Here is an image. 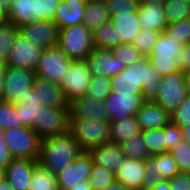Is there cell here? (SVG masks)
Segmentation results:
<instances>
[{
  "label": "cell",
  "instance_id": "cell-53",
  "mask_svg": "<svg viewBox=\"0 0 190 190\" xmlns=\"http://www.w3.org/2000/svg\"><path fill=\"white\" fill-rule=\"evenodd\" d=\"M150 190H170L169 180H159Z\"/></svg>",
  "mask_w": 190,
  "mask_h": 190
},
{
  "label": "cell",
  "instance_id": "cell-36",
  "mask_svg": "<svg viewBox=\"0 0 190 190\" xmlns=\"http://www.w3.org/2000/svg\"><path fill=\"white\" fill-rule=\"evenodd\" d=\"M14 127H24L23 121L17 114L15 104L0 100V129L4 131Z\"/></svg>",
  "mask_w": 190,
  "mask_h": 190
},
{
  "label": "cell",
  "instance_id": "cell-20",
  "mask_svg": "<svg viewBox=\"0 0 190 190\" xmlns=\"http://www.w3.org/2000/svg\"><path fill=\"white\" fill-rule=\"evenodd\" d=\"M137 17L141 29L164 32L168 26L164 4L141 2L137 10Z\"/></svg>",
  "mask_w": 190,
  "mask_h": 190
},
{
  "label": "cell",
  "instance_id": "cell-58",
  "mask_svg": "<svg viewBox=\"0 0 190 190\" xmlns=\"http://www.w3.org/2000/svg\"><path fill=\"white\" fill-rule=\"evenodd\" d=\"M185 87H186V91H187V95L190 96V73H187L185 75Z\"/></svg>",
  "mask_w": 190,
  "mask_h": 190
},
{
  "label": "cell",
  "instance_id": "cell-37",
  "mask_svg": "<svg viewBox=\"0 0 190 190\" xmlns=\"http://www.w3.org/2000/svg\"><path fill=\"white\" fill-rule=\"evenodd\" d=\"M141 134L151 156L166 152L165 132L163 128L145 130L142 131Z\"/></svg>",
  "mask_w": 190,
  "mask_h": 190
},
{
  "label": "cell",
  "instance_id": "cell-49",
  "mask_svg": "<svg viewBox=\"0 0 190 190\" xmlns=\"http://www.w3.org/2000/svg\"><path fill=\"white\" fill-rule=\"evenodd\" d=\"M170 190H190V173H179L169 179Z\"/></svg>",
  "mask_w": 190,
  "mask_h": 190
},
{
  "label": "cell",
  "instance_id": "cell-23",
  "mask_svg": "<svg viewBox=\"0 0 190 190\" xmlns=\"http://www.w3.org/2000/svg\"><path fill=\"white\" fill-rule=\"evenodd\" d=\"M141 132L163 128L171 122V115L154 101H146L136 113Z\"/></svg>",
  "mask_w": 190,
  "mask_h": 190
},
{
  "label": "cell",
  "instance_id": "cell-15",
  "mask_svg": "<svg viewBox=\"0 0 190 190\" xmlns=\"http://www.w3.org/2000/svg\"><path fill=\"white\" fill-rule=\"evenodd\" d=\"M19 32L43 49L54 47L59 42V27L53 20L25 24L19 28Z\"/></svg>",
  "mask_w": 190,
  "mask_h": 190
},
{
  "label": "cell",
  "instance_id": "cell-55",
  "mask_svg": "<svg viewBox=\"0 0 190 190\" xmlns=\"http://www.w3.org/2000/svg\"><path fill=\"white\" fill-rule=\"evenodd\" d=\"M9 22L7 10H5L3 7L0 5V26L6 24Z\"/></svg>",
  "mask_w": 190,
  "mask_h": 190
},
{
  "label": "cell",
  "instance_id": "cell-7",
  "mask_svg": "<svg viewBox=\"0 0 190 190\" xmlns=\"http://www.w3.org/2000/svg\"><path fill=\"white\" fill-rule=\"evenodd\" d=\"M71 63L72 59L58 45L44 49L35 69L36 77L60 83Z\"/></svg>",
  "mask_w": 190,
  "mask_h": 190
},
{
  "label": "cell",
  "instance_id": "cell-54",
  "mask_svg": "<svg viewBox=\"0 0 190 190\" xmlns=\"http://www.w3.org/2000/svg\"><path fill=\"white\" fill-rule=\"evenodd\" d=\"M104 190H129L124 185H122L120 182H113L109 184Z\"/></svg>",
  "mask_w": 190,
  "mask_h": 190
},
{
  "label": "cell",
  "instance_id": "cell-59",
  "mask_svg": "<svg viewBox=\"0 0 190 190\" xmlns=\"http://www.w3.org/2000/svg\"><path fill=\"white\" fill-rule=\"evenodd\" d=\"M0 5L8 11L11 6V0H0Z\"/></svg>",
  "mask_w": 190,
  "mask_h": 190
},
{
  "label": "cell",
  "instance_id": "cell-50",
  "mask_svg": "<svg viewBox=\"0 0 190 190\" xmlns=\"http://www.w3.org/2000/svg\"><path fill=\"white\" fill-rule=\"evenodd\" d=\"M13 157L4 142L3 130L0 129V168H6V166L12 161Z\"/></svg>",
  "mask_w": 190,
  "mask_h": 190
},
{
  "label": "cell",
  "instance_id": "cell-43",
  "mask_svg": "<svg viewBox=\"0 0 190 190\" xmlns=\"http://www.w3.org/2000/svg\"><path fill=\"white\" fill-rule=\"evenodd\" d=\"M164 32L180 43L188 44L190 42V18L168 24Z\"/></svg>",
  "mask_w": 190,
  "mask_h": 190
},
{
  "label": "cell",
  "instance_id": "cell-10",
  "mask_svg": "<svg viewBox=\"0 0 190 190\" xmlns=\"http://www.w3.org/2000/svg\"><path fill=\"white\" fill-rule=\"evenodd\" d=\"M35 70L18 69L5 65L3 100L17 104L33 87Z\"/></svg>",
  "mask_w": 190,
  "mask_h": 190
},
{
  "label": "cell",
  "instance_id": "cell-32",
  "mask_svg": "<svg viewBox=\"0 0 190 190\" xmlns=\"http://www.w3.org/2000/svg\"><path fill=\"white\" fill-rule=\"evenodd\" d=\"M28 190H60L56 175L39 162L35 164Z\"/></svg>",
  "mask_w": 190,
  "mask_h": 190
},
{
  "label": "cell",
  "instance_id": "cell-44",
  "mask_svg": "<svg viewBox=\"0 0 190 190\" xmlns=\"http://www.w3.org/2000/svg\"><path fill=\"white\" fill-rule=\"evenodd\" d=\"M110 12V16L117 14L132 13L139 9L140 0H105Z\"/></svg>",
  "mask_w": 190,
  "mask_h": 190
},
{
  "label": "cell",
  "instance_id": "cell-28",
  "mask_svg": "<svg viewBox=\"0 0 190 190\" xmlns=\"http://www.w3.org/2000/svg\"><path fill=\"white\" fill-rule=\"evenodd\" d=\"M112 24L118 31V39L123 43L132 44L141 30L140 22L137 17V11L132 13L117 14L111 17Z\"/></svg>",
  "mask_w": 190,
  "mask_h": 190
},
{
  "label": "cell",
  "instance_id": "cell-18",
  "mask_svg": "<svg viewBox=\"0 0 190 190\" xmlns=\"http://www.w3.org/2000/svg\"><path fill=\"white\" fill-rule=\"evenodd\" d=\"M146 176L145 160L125 158L115 172V179L129 190H143Z\"/></svg>",
  "mask_w": 190,
  "mask_h": 190
},
{
  "label": "cell",
  "instance_id": "cell-11",
  "mask_svg": "<svg viewBox=\"0 0 190 190\" xmlns=\"http://www.w3.org/2000/svg\"><path fill=\"white\" fill-rule=\"evenodd\" d=\"M66 74L59 83V86L69 103L77 97L86 95L92 75L85 60H72Z\"/></svg>",
  "mask_w": 190,
  "mask_h": 190
},
{
  "label": "cell",
  "instance_id": "cell-47",
  "mask_svg": "<svg viewBox=\"0 0 190 190\" xmlns=\"http://www.w3.org/2000/svg\"><path fill=\"white\" fill-rule=\"evenodd\" d=\"M61 0H37L38 21L53 20Z\"/></svg>",
  "mask_w": 190,
  "mask_h": 190
},
{
  "label": "cell",
  "instance_id": "cell-57",
  "mask_svg": "<svg viewBox=\"0 0 190 190\" xmlns=\"http://www.w3.org/2000/svg\"><path fill=\"white\" fill-rule=\"evenodd\" d=\"M0 190H14V188L9 184L6 179H4L0 182Z\"/></svg>",
  "mask_w": 190,
  "mask_h": 190
},
{
  "label": "cell",
  "instance_id": "cell-9",
  "mask_svg": "<svg viewBox=\"0 0 190 190\" xmlns=\"http://www.w3.org/2000/svg\"><path fill=\"white\" fill-rule=\"evenodd\" d=\"M43 50L18 32L11 45L6 65L18 69L35 70Z\"/></svg>",
  "mask_w": 190,
  "mask_h": 190
},
{
  "label": "cell",
  "instance_id": "cell-5",
  "mask_svg": "<svg viewBox=\"0 0 190 190\" xmlns=\"http://www.w3.org/2000/svg\"><path fill=\"white\" fill-rule=\"evenodd\" d=\"M4 142L13 158L38 160L41 138L28 127H14L3 131Z\"/></svg>",
  "mask_w": 190,
  "mask_h": 190
},
{
  "label": "cell",
  "instance_id": "cell-39",
  "mask_svg": "<svg viewBox=\"0 0 190 190\" xmlns=\"http://www.w3.org/2000/svg\"><path fill=\"white\" fill-rule=\"evenodd\" d=\"M111 81L108 77L92 75L86 96L104 101L111 93Z\"/></svg>",
  "mask_w": 190,
  "mask_h": 190
},
{
  "label": "cell",
  "instance_id": "cell-42",
  "mask_svg": "<svg viewBox=\"0 0 190 190\" xmlns=\"http://www.w3.org/2000/svg\"><path fill=\"white\" fill-rule=\"evenodd\" d=\"M169 152L176 160L180 173H190V144L183 139Z\"/></svg>",
  "mask_w": 190,
  "mask_h": 190
},
{
  "label": "cell",
  "instance_id": "cell-29",
  "mask_svg": "<svg viewBox=\"0 0 190 190\" xmlns=\"http://www.w3.org/2000/svg\"><path fill=\"white\" fill-rule=\"evenodd\" d=\"M84 12L83 24L92 31L111 18L105 0H87Z\"/></svg>",
  "mask_w": 190,
  "mask_h": 190
},
{
  "label": "cell",
  "instance_id": "cell-22",
  "mask_svg": "<svg viewBox=\"0 0 190 190\" xmlns=\"http://www.w3.org/2000/svg\"><path fill=\"white\" fill-rule=\"evenodd\" d=\"M33 89L37 95L38 103H41L43 106L49 108H65L68 106L59 83L35 77Z\"/></svg>",
  "mask_w": 190,
  "mask_h": 190
},
{
  "label": "cell",
  "instance_id": "cell-33",
  "mask_svg": "<svg viewBox=\"0 0 190 190\" xmlns=\"http://www.w3.org/2000/svg\"><path fill=\"white\" fill-rule=\"evenodd\" d=\"M120 147L126 158L146 160L148 157H151V153L141 133L123 141L120 143Z\"/></svg>",
  "mask_w": 190,
  "mask_h": 190
},
{
  "label": "cell",
  "instance_id": "cell-14",
  "mask_svg": "<svg viewBox=\"0 0 190 190\" xmlns=\"http://www.w3.org/2000/svg\"><path fill=\"white\" fill-rule=\"evenodd\" d=\"M69 105L65 108H49L43 106L40 115V125L35 132L41 140L64 134L69 131Z\"/></svg>",
  "mask_w": 190,
  "mask_h": 190
},
{
  "label": "cell",
  "instance_id": "cell-3",
  "mask_svg": "<svg viewBox=\"0 0 190 190\" xmlns=\"http://www.w3.org/2000/svg\"><path fill=\"white\" fill-rule=\"evenodd\" d=\"M69 132L79 147L88 152L91 148L110 142L111 121L69 117Z\"/></svg>",
  "mask_w": 190,
  "mask_h": 190
},
{
  "label": "cell",
  "instance_id": "cell-41",
  "mask_svg": "<svg viewBox=\"0 0 190 190\" xmlns=\"http://www.w3.org/2000/svg\"><path fill=\"white\" fill-rule=\"evenodd\" d=\"M111 51L125 67L143 58L135 46L130 43H123L117 47H113Z\"/></svg>",
  "mask_w": 190,
  "mask_h": 190
},
{
  "label": "cell",
  "instance_id": "cell-21",
  "mask_svg": "<svg viewBox=\"0 0 190 190\" xmlns=\"http://www.w3.org/2000/svg\"><path fill=\"white\" fill-rule=\"evenodd\" d=\"M69 117H82L96 120H109L105 102L96 98L81 96L69 103Z\"/></svg>",
  "mask_w": 190,
  "mask_h": 190
},
{
  "label": "cell",
  "instance_id": "cell-48",
  "mask_svg": "<svg viewBox=\"0 0 190 190\" xmlns=\"http://www.w3.org/2000/svg\"><path fill=\"white\" fill-rule=\"evenodd\" d=\"M175 60L181 72L185 74L190 73V42L184 45L183 49L175 57Z\"/></svg>",
  "mask_w": 190,
  "mask_h": 190
},
{
  "label": "cell",
  "instance_id": "cell-46",
  "mask_svg": "<svg viewBox=\"0 0 190 190\" xmlns=\"http://www.w3.org/2000/svg\"><path fill=\"white\" fill-rule=\"evenodd\" d=\"M165 132V146L166 151H170L180 143L184 138L182 134V129L178 126L170 122L169 124L163 127Z\"/></svg>",
  "mask_w": 190,
  "mask_h": 190
},
{
  "label": "cell",
  "instance_id": "cell-61",
  "mask_svg": "<svg viewBox=\"0 0 190 190\" xmlns=\"http://www.w3.org/2000/svg\"><path fill=\"white\" fill-rule=\"evenodd\" d=\"M5 179V169L0 168V182Z\"/></svg>",
  "mask_w": 190,
  "mask_h": 190
},
{
  "label": "cell",
  "instance_id": "cell-17",
  "mask_svg": "<svg viewBox=\"0 0 190 190\" xmlns=\"http://www.w3.org/2000/svg\"><path fill=\"white\" fill-rule=\"evenodd\" d=\"M91 75L111 78L125 69L118 58L109 49L94 48L85 59Z\"/></svg>",
  "mask_w": 190,
  "mask_h": 190
},
{
  "label": "cell",
  "instance_id": "cell-38",
  "mask_svg": "<svg viewBox=\"0 0 190 190\" xmlns=\"http://www.w3.org/2000/svg\"><path fill=\"white\" fill-rule=\"evenodd\" d=\"M92 190H104L109 184L116 181L115 173L107 168L93 163L90 178Z\"/></svg>",
  "mask_w": 190,
  "mask_h": 190
},
{
  "label": "cell",
  "instance_id": "cell-1",
  "mask_svg": "<svg viewBox=\"0 0 190 190\" xmlns=\"http://www.w3.org/2000/svg\"><path fill=\"white\" fill-rule=\"evenodd\" d=\"M162 76L153 68L149 59L126 66L125 69L110 78L113 93L142 94L146 101H153L159 91Z\"/></svg>",
  "mask_w": 190,
  "mask_h": 190
},
{
  "label": "cell",
  "instance_id": "cell-30",
  "mask_svg": "<svg viewBox=\"0 0 190 190\" xmlns=\"http://www.w3.org/2000/svg\"><path fill=\"white\" fill-rule=\"evenodd\" d=\"M140 133L141 129L136 115L129 116L121 121H111L110 142L120 144Z\"/></svg>",
  "mask_w": 190,
  "mask_h": 190
},
{
  "label": "cell",
  "instance_id": "cell-6",
  "mask_svg": "<svg viewBox=\"0 0 190 190\" xmlns=\"http://www.w3.org/2000/svg\"><path fill=\"white\" fill-rule=\"evenodd\" d=\"M183 47V43L162 32L157 38L156 43L152 46L147 58L159 75H169L180 71L175 57Z\"/></svg>",
  "mask_w": 190,
  "mask_h": 190
},
{
  "label": "cell",
  "instance_id": "cell-45",
  "mask_svg": "<svg viewBox=\"0 0 190 190\" xmlns=\"http://www.w3.org/2000/svg\"><path fill=\"white\" fill-rule=\"evenodd\" d=\"M171 122L180 128L190 124V96H186L183 103L171 114Z\"/></svg>",
  "mask_w": 190,
  "mask_h": 190
},
{
  "label": "cell",
  "instance_id": "cell-4",
  "mask_svg": "<svg viewBox=\"0 0 190 190\" xmlns=\"http://www.w3.org/2000/svg\"><path fill=\"white\" fill-rule=\"evenodd\" d=\"M58 46L72 60H85L94 50L93 31L83 23L59 28Z\"/></svg>",
  "mask_w": 190,
  "mask_h": 190
},
{
  "label": "cell",
  "instance_id": "cell-51",
  "mask_svg": "<svg viewBox=\"0 0 190 190\" xmlns=\"http://www.w3.org/2000/svg\"><path fill=\"white\" fill-rule=\"evenodd\" d=\"M69 190H92V187L89 183V180H83L77 183V185L71 187Z\"/></svg>",
  "mask_w": 190,
  "mask_h": 190
},
{
  "label": "cell",
  "instance_id": "cell-12",
  "mask_svg": "<svg viewBox=\"0 0 190 190\" xmlns=\"http://www.w3.org/2000/svg\"><path fill=\"white\" fill-rule=\"evenodd\" d=\"M145 164L146 176L143 180V190H150L157 181L172 179L180 173L176 160L169 151L148 157Z\"/></svg>",
  "mask_w": 190,
  "mask_h": 190
},
{
  "label": "cell",
  "instance_id": "cell-13",
  "mask_svg": "<svg viewBox=\"0 0 190 190\" xmlns=\"http://www.w3.org/2000/svg\"><path fill=\"white\" fill-rule=\"evenodd\" d=\"M109 121H121L136 115L146 100L142 94L113 93L104 100Z\"/></svg>",
  "mask_w": 190,
  "mask_h": 190
},
{
  "label": "cell",
  "instance_id": "cell-26",
  "mask_svg": "<svg viewBox=\"0 0 190 190\" xmlns=\"http://www.w3.org/2000/svg\"><path fill=\"white\" fill-rule=\"evenodd\" d=\"M43 105L38 103L37 95L33 87L27 90V94L22 98V101L15 104L17 114L20 120L23 121L24 127L36 130L40 125V115Z\"/></svg>",
  "mask_w": 190,
  "mask_h": 190
},
{
  "label": "cell",
  "instance_id": "cell-19",
  "mask_svg": "<svg viewBox=\"0 0 190 190\" xmlns=\"http://www.w3.org/2000/svg\"><path fill=\"white\" fill-rule=\"evenodd\" d=\"M38 160L13 158L5 168V179L14 190H28Z\"/></svg>",
  "mask_w": 190,
  "mask_h": 190
},
{
  "label": "cell",
  "instance_id": "cell-56",
  "mask_svg": "<svg viewBox=\"0 0 190 190\" xmlns=\"http://www.w3.org/2000/svg\"><path fill=\"white\" fill-rule=\"evenodd\" d=\"M181 129L184 140L190 144V124L181 127Z\"/></svg>",
  "mask_w": 190,
  "mask_h": 190
},
{
  "label": "cell",
  "instance_id": "cell-24",
  "mask_svg": "<svg viewBox=\"0 0 190 190\" xmlns=\"http://www.w3.org/2000/svg\"><path fill=\"white\" fill-rule=\"evenodd\" d=\"M87 0H61L53 21L59 28L83 23Z\"/></svg>",
  "mask_w": 190,
  "mask_h": 190
},
{
  "label": "cell",
  "instance_id": "cell-35",
  "mask_svg": "<svg viewBox=\"0 0 190 190\" xmlns=\"http://www.w3.org/2000/svg\"><path fill=\"white\" fill-rule=\"evenodd\" d=\"M19 32V28L8 22L0 26V62L7 63L10 55L11 45Z\"/></svg>",
  "mask_w": 190,
  "mask_h": 190
},
{
  "label": "cell",
  "instance_id": "cell-40",
  "mask_svg": "<svg viewBox=\"0 0 190 190\" xmlns=\"http://www.w3.org/2000/svg\"><path fill=\"white\" fill-rule=\"evenodd\" d=\"M159 35L160 32L141 29L132 44L143 57H148Z\"/></svg>",
  "mask_w": 190,
  "mask_h": 190
},
{
  "label": "cell",
  "instance_id": "cell-25",
  "mask_svg": "<svg viewBox=\"0 0 190 190\" xmlns=\"http://www.w3.org/2000/svg\"><path fill=\"white\" fill-rule=\"evenodd\" d=\"M88 153L93 159V163L103 166L113 173L122 164L125 155L122 153L120 144L108 142L91 148Z\"/></svg>",
  "mask_w": 190,
  "mask_h": 190
},
{
  "label": "cell",
  "instance_id": "cell-8",
  "mask_svg": "<svg viewBox=\"0 0 190 190\" xmlns=\"http://www.w3.org/2000/svg\"><path fill=\"white\" fill-rule=\"evenodd\" d=\"M185 75L184 72L177 71L162 76L158 94L153 101L170 114L183 103L187 96Z\"/></svg>",
  "mask_w": 190,
  "mask_h": 190
},
{
  "label": "cell",
  "instance_id": "cell-60",
  "mask_svg": "<svg viewBox=\"0 0 190 190\" xmlns=\"http://www.w3.org/2000/svg\"><path fill=\"white\" fill-rule=\"evenodd\" d=\"M141 2H150V3H161L163 4L166 0H140Z\"/></svg>",
  "mask_w": 190,
  "mask_h": 190
},
{
  "label": "cell",
  "instance_id": "cell-31",
  "mask_svg": "<svg viewBox=\"0 0 190 190\" xmlns=\"http://www.w3.org/2000/svg\"><path fill=\"white\" fill-rule=\"evenodd\" d=\"M94 47L99 49H109L122 44V39H118V31L111 20L102 23L93 31Z\"/></svg>",
  "mask_w": 190,
  "mask_h": 190
},
{
  "label": "cell",
  "instance_id": "cell-52",
  "mask_svg": "<svg viewBox=\"0 0 190 190\" xmlns=\"http://www.w3.org/2000/svg\"><path fill=\"white\" fill-rule=\"evenodd\" d=\"M5 65L6 64L0 62V100H3Z\"/></svg>",
  "mask_w": 190,
  "mask_h": 190
},
{
  "label": "cell",
  "instance_id": "cell-34",
  "mask_svg": "<svg viewBox=\"0 0 190 190\" xmlns=\"http://www.w3.org/2000/svg\"><path fill=\"white\" fill-rule=\"evenodd\" d=\"M163 4L168 24L190 18V0H166Z\"/></svg>",
  "mask_w": 190,
  "mask_h": 190
},
{
  "label": "cell",
  "instance_id": "cell-27",
  "mask_svg": "<svg viewBox=\"0 0 190 190\" xmlns=\"http://www.w3.org/2000/svg\"><path fill=\"white\" fill-rule=\"evenodd\" d=\"M9 22L16 27L38 21L37 0H11L7 11Z\"/></svg>",
  "mask_w": 190,
  "mask_h": 190
},
{
  "label": "cell",
  "instance_id": "cell-2",
  "mask_svg": "<svg viewBox=\"0 0 190 190\" xmlns=\"http://www.w3.org/2000/svg\"><path fill=\"white\" fill-rule=\"evenodd\" d=\"M82 152L78 142L68 131L42 140L38 162L57 175Z\"/></svg>",
  "mask_w": 190,
  "mask_h": 190
},
{
  "label": "cell",
  "instance_id": "cell-16",
  "mask_svg": "<svg viewBox=\"0 0 190 190\" xmlns=\"http://www.w3.org/2000/svg\"><path fill=\"white\" fill-rule=\"evenodd\" d=\"M93 159L88 152L83 151L79 157L67 165L56 175L60 190H69L77 183L88 180L92 170Z\"/></svg>",
  "mask_w": 190,
  "mask_h": 190
}]
</instances>
